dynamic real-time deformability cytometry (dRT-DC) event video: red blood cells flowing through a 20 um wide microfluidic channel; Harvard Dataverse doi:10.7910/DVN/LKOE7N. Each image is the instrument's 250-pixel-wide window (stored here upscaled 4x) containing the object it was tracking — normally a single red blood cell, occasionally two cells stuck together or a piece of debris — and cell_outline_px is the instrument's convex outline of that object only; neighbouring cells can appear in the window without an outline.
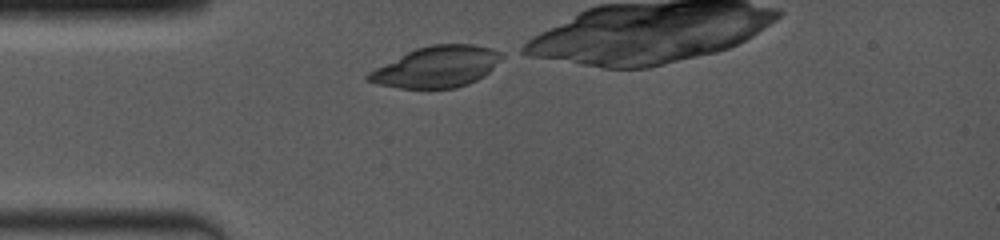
{"species": "common noctule bat (a hibernating species)", "species_latin": "Nyctalus noctula", "temperature_condition": "room temperature", "stored_images_in_passage": 20, "camera_frame_rate_fps": 4000, "um_per_image_px": 0.085, "animal": {"sex": "female", "body_mass_g": 19.0, "forearm_length_mm": 53.3}, "frame": {"image": 1, "passage_image": 1, "time_ms": 0.0, "image_size_px": [1000, 240], "cell_outline_px": [[504, 56], [484, 76], [468, 84], [456, 88], [400, 88], [380, 84], [364, 80], [364, 76], [368, 72], [416, 48], [432, 44], [476, 44], [492, 48], [504, 52]], "centroid_in_image_um": [37.15, 5.67], "position_along_channel_um": 47.8, "area_um2": 31.85}}